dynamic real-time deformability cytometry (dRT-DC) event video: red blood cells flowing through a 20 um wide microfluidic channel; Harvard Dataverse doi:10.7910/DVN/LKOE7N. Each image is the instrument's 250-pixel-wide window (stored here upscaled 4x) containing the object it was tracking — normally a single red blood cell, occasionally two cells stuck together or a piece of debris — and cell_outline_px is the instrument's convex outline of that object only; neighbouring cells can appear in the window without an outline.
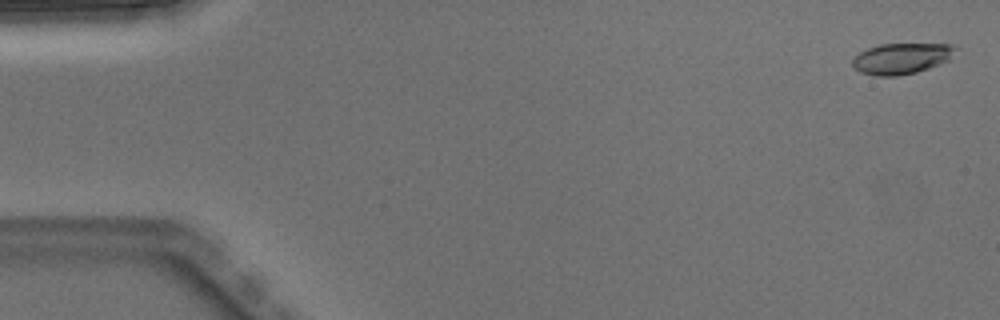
{"species": "Egyptian fruit bat (a non-hibernating species)", "species_latin": "Rousettus aegyptiacus", "temperature_condition": "warm", "stored_images_in_passage": 4, "camera_frame_rate_fps": 3000, "um_per_image_px": 0.085, "animal": {"sex": "male"}, "frame": {"image": 1, "passage_image": 1, "time_ms": 0.0, "image_size_px": [1000, 320], "cell_outline_px": [[956, 48], [948, 60], [940, 64], [916, 72], [896, 76], [876, 76], [860, 72], [852, 64], [852, 60], [860, 52], [868, 48], [880, 44], [952, 44]], "centroid_in_image_um": [76.61, 4.97], "position_along_channel_um": 8.4, "area_um2": 18.32}}